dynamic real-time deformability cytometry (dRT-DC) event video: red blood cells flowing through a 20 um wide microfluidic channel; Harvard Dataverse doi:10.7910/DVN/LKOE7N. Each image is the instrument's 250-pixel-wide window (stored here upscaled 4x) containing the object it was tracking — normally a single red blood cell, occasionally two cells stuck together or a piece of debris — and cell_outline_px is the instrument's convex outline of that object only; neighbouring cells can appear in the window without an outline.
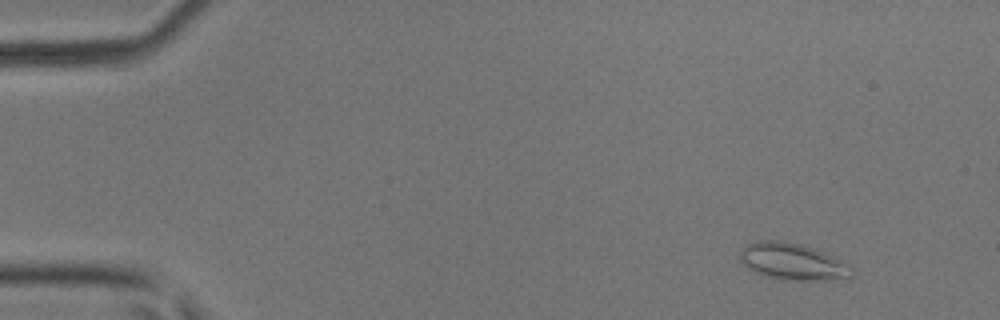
{"species": "common noctule bat (a hibernating species)", "species_latin": "Nyctalus noctula", "temperature_condition": "room temperature", "stored_images_in_passage": 51, "camera_frame_rate_fps": 3000, "um_per_image_px": 0.085, "animal": {"sex": "male", "body_mass_g": 17.9, "forearm_length_mm": 54.2}, "frame": {"image": 1, "passage_image": 6, "time_ms": 1.667, "image_size_px": [1000, 320], "cell_outline_px": [[856, 272], [852, 276], [832, 280], [784, 280], [768, 276], [756, 272], [748, 268], [740, 260], [740, 252], [748, 244], [760, 240], [780, 240], [800, 244], [824, 252], [840, 260], [852, 268]], "centroid_in_image_um": [67.39, 22.24], "position_along_channel_um": 17.6, "area_um2": 23.7}}
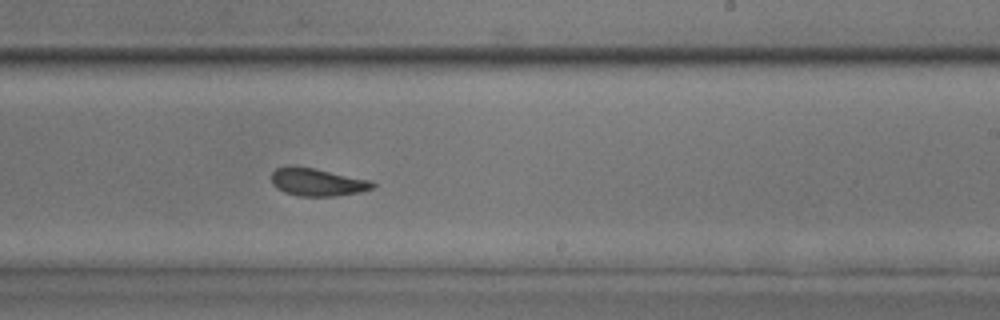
{"frame": {"image": 2, "passage_image": 32, "time_ms": 10.333, "image_size_px": [1000, 320], "cell_outline_px": [[376, 184], [372, 188], [360, 192], [336, 196], [300, 196], [284, 192], [276, 188], [272, 184], [272, 172], [276, 168], [312, 168], [372, 180]], "centroid_in_image_um": [27.01, 15.51], "position_along_channel_um": 262.0, "area_um2": 15.95}}
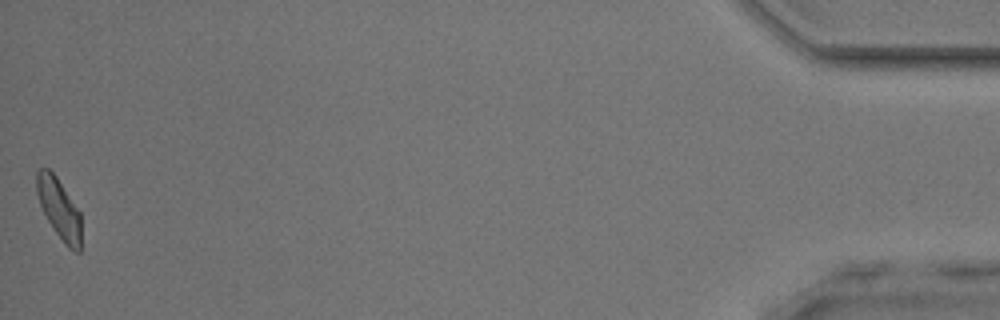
{"frame": {"image": 3, "passage_image": 51, "time_ms": 16.667, "image_size_px": [1000, 320], "cell_outline_px": [[80, 252], [76, 252], [68, 248], [64, 244], [48, 220], [40, 204], [36, 192], [36, 172], [40, 168], [48, 168], [56, 176], [80, 212]], "centroid_in_image_um": [5.01, 17.72], "position_along_channel_um": 430.2, "area_um2": 15.43}, "authors_computed_cell_mechanics": {"area_um2": 17.1666, "velocity_mm_per_s": 4.1295, "shape_relaxation_time_tau1_ms": 5.067, "shape_relaxation_time_tau2_ms": 1.5898, "deformation_change_tau1": 0.1197, "deformation_change_tau2": 0.08}}